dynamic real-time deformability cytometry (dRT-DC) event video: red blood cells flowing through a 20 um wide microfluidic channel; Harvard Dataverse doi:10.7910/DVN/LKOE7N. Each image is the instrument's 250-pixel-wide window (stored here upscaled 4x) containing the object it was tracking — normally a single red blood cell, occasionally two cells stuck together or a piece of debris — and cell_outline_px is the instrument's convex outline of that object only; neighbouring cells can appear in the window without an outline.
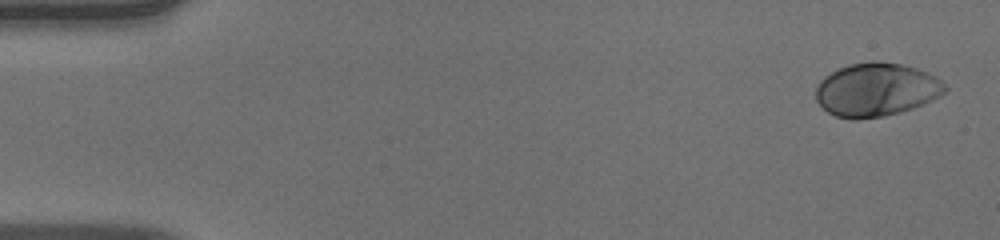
{"species": "human", "species_latin": "Homo sapiens", "temperature_condition": "warm", "stored_images_in_passage": 51, "camera_frame_rate_fps": 3000, "um_per_image_px": 0.085, "donor": {"sex": "male"}, "frame": {"image": 1, "passage_image": 1, "time_ms": 0.0, "image_size_px": [1000, 240], "cell_outline_px": [[948, 88], [944, 92], [932, 100], [924, 104], [900, 112], [884, 116], [856, 120], [852, 120], [836, 116], [828, 112], [816, 100], [816, 88], [820, 80], [824, 76], [848, 64], [876, 60], [880, 60], [900, 64], [916, 68], [936, 76]], "centroid_in_image_um": [74.47, 7.62], "position_along_channel_um": 10.5, "area_um2": 40.29}}
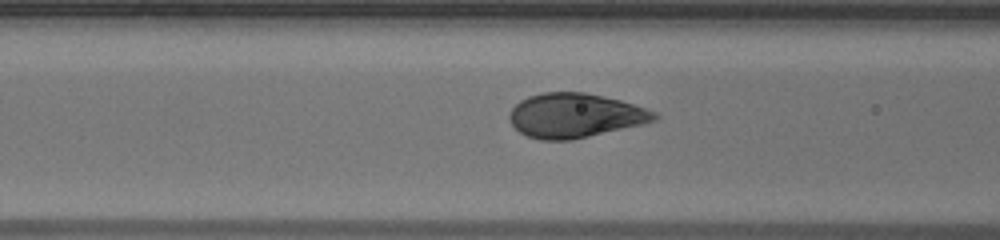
{"frame": {"image": 2, "passage_image": 20, "time_ms": 6.333, "image_size_px": [1000, 240], "cell_outline_px": [[660, 116], [656, 120], [644, 124], [572, 140], [540, 140], [528, 136], [520, 132], [508, 120], [508, 112], [520, 100], [528, 96], [544, 92], [584, 92], [604, 96], [620, 100], [656, 112]], "centroid_in_image_um": [48.86, 9.82], "position_along_channel_um": 117.7, "area_um2": 37.57}}
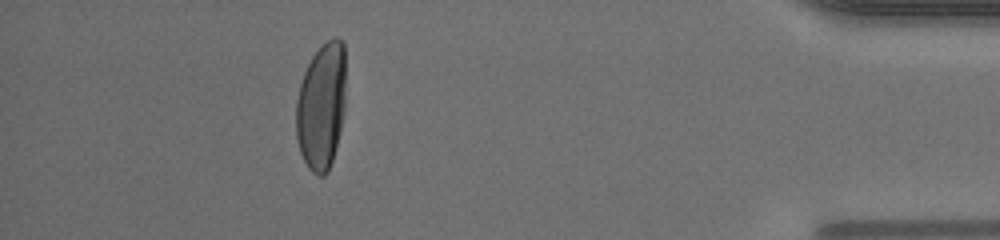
{"frame": {"image": 3, "passage_image": 46, "time_ms": 15.0, "image_size_px": [1000, 240], "cell_outline_px": [[344, 108], [340, 128], [332, 160], [328, 172], [324, 176], [316, 176], [308, 168], [300, 152], [296, 136], [296, 100], [300, 84], [304, 72], [312, 56], [332, 36], [336, 36], [344, 44]], "centroid_in_image_um": [27.3, 9.04], "position_along_channel_um": 407.9, "area_um2": 36.47}, "authors_computed_cell_mechanics": {"area_um2": 38.3792, "velocity_mm_per_s": 3.9296, "shape_relaxation_time_tau1_ms": 2.8713, "shape_relaxation_time_tau2_ms": null, "deformation_change_tau1": 0.1988, "deformation_change_tau2": null}}